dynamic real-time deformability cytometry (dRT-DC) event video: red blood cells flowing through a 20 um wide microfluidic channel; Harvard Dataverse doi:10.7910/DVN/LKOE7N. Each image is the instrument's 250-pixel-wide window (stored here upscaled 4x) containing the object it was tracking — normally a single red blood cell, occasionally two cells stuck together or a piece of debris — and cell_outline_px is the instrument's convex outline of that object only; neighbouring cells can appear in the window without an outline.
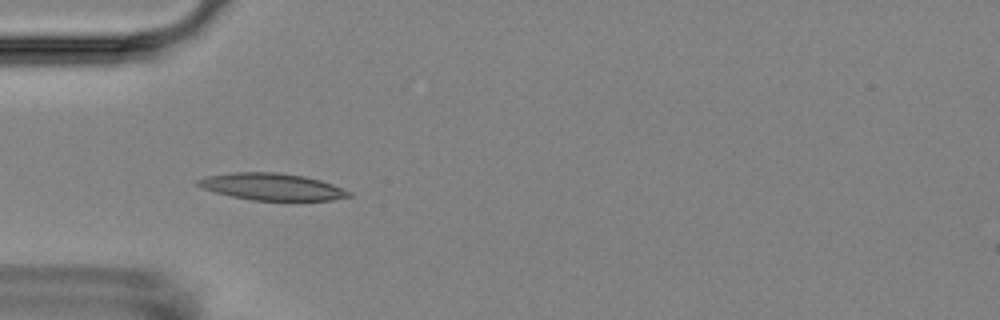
{"species": "Egyptian fruit bat (a non-hibernating species)", "species_latin": "Rousettus aegyptiacus", "temperature_condition": "room temperature", "stored_images_in_passage": 9, "camera_frame_rate_fps": 3000, "um_per_image_px": 0.085, "animal": {"sex": "female"}, "frame": {"image": 1, "passage_image": 4, "time_ms": 4.333, "image_size_px": [1000, 320], "cell_outline_px": [[352, 196], [332, 200], [252, 200], [232, 196], [216, 192], [204, 188], [196, 184], [196, 180], [204, 176], [232, 172], [276, 172], [304, 176], [320, 180], [332, 184], [352, 192]], "centroid_in_image_um": [23.11, 15.86], "position_along_channel_um": 61.9, "area_um2": 23.58}}
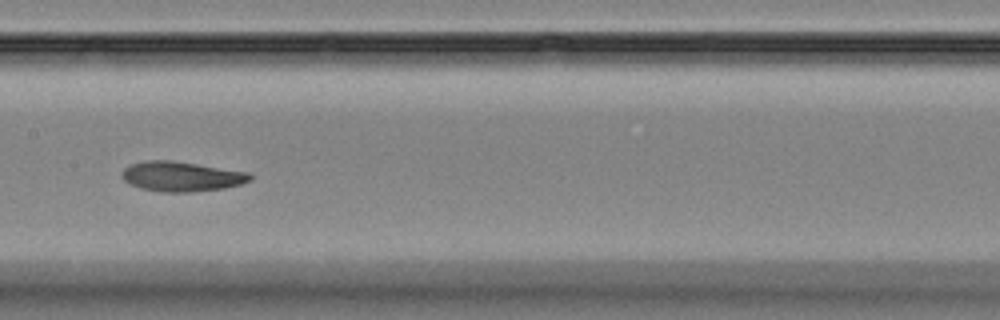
{"frame": {"image": 2, "passage_image": 7, "time_ms": 8.0, "image_size_px": [1000, 320], "cell_outline_px": [[252, 180], [240, 184], [224, 188], [192, 192], [164, 192], [140, 188], [124, 180], [120, 176], [120, 172], [128, 164], [144, 160], [172, 160], [248, 172], [252, 176]], "centroid_in_image_um": [15.38, 14.99], "position_along_channel_um": 192.0, "area_um2": 22.43}}
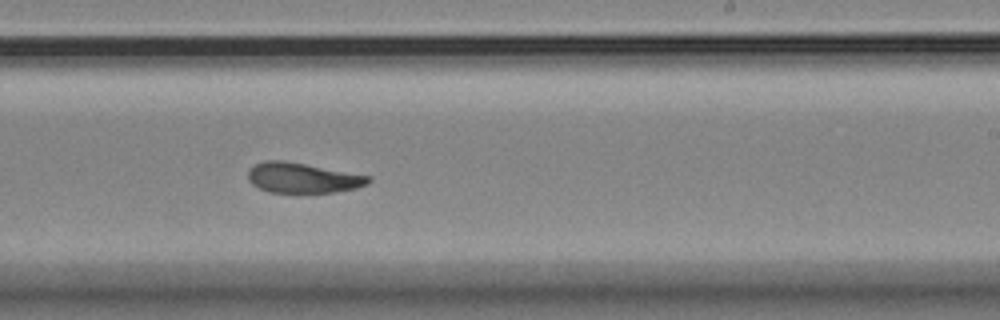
{"frame": {"image": 3, "passage_image": 9, "time_ms": 10.0, "image_size_px": [1000, 320], "cell_outline_px": [[372, 180], [368, 184], [356, 188], [332, 192], [268, 192], [252, 184], [248, 180], [248, 168], [264, 160], [284, 160], [372, 176]], "centroid_in_image_um": [25.72, 15.1], "position_along_channel_um": 263.3, "area_um2": 21.21}}